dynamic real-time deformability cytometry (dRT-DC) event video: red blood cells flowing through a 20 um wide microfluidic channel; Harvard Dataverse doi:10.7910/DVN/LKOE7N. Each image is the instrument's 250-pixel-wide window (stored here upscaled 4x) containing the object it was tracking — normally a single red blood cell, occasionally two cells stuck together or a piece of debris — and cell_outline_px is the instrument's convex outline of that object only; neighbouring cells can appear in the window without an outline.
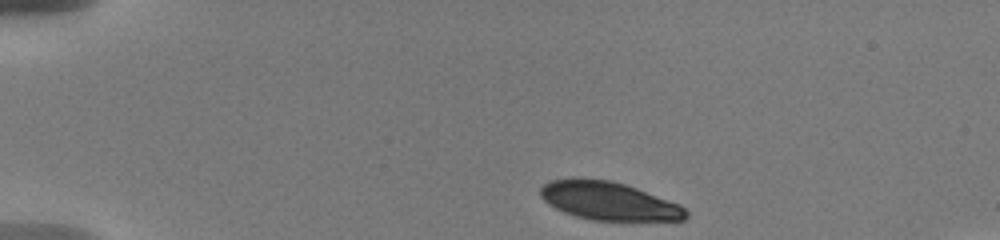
{"species": "human", "species_latin": "Homo sapiens", "temperature_condition": "warm", "stored_images_in_passage": 46, "camera_frame_rate_fps": 3000, "um_per_image_px": 0.085, "donor": {"sex": "male"}, "frame": {"image": 1, "passage_image": 1, "time_ms": 0.0, "image_size_px": [1000, 240], "cell_outline_px": [[688, 216], [684, 220], [592, 220], [576, 216], [564, 212], [548, 204], [540, 196], [540, 188], [544, 184], [552, 180], [576, 176], [612, 180], [636, 188], [680, 204], [688, 212]], "centroid_in_image_um": [51.71, 17.06], "position_along_channel_um": 33.3, "area_um2": 32.6}}
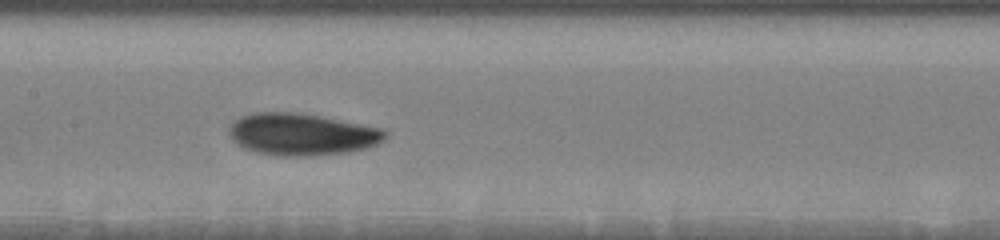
{"frame": {"image": 2, "passage_image": 15, "time_ms": 6.0, "image_size_px": [1000, 240], "cell_outline_px": [[388, 132], [384, 140], [368, 148], [348, 152], [312, 156], [276, 156], [256, 152], [244, 148], [228, 132], [228, 128], [240, 116], [252, 112], [296, 112], [320, 116], [384, 128]], "centroid_in_image_um": [25.69, 11.41], "position_along_channel_um": 181.7, "area_um2": 38.32}}
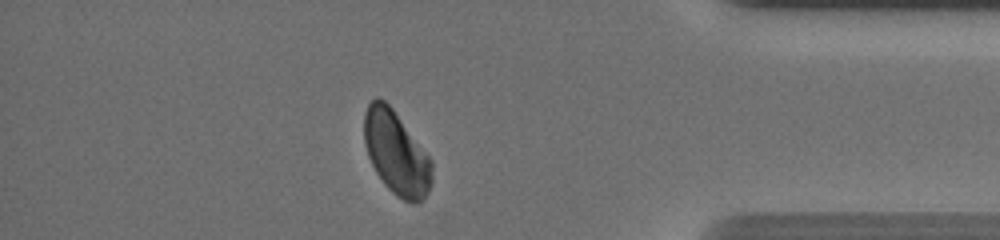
{"frame": {"image": 3, "passage_image": 40, "time_ms": 12.667, "image_size_px": [1000, 240], "cell_outline_px": [[432, 184], [428, 192], [416, 204], [404, 200], [396, 196], [384, 184], [376, 172], [368, 156], [364, 144], [364, 112], [368, 104], [376, 96], [380, 96], [392, 108], [432, 160]], "centroid_in_image_um": [33.67, 12.99], "position_along_channel_um": 401.5, "area_um2": 32.89}, "authors_computed_cell_mechanics": {"area_um2": 34.7956, "velocity_mm_per_s": 3.6574, "shape_relaxation_time_tau1_ms": 2.6702, "shape_relaxation_time_tau2_ms": 2.9786, "deformation_change_tau1": 0.0995, "deformation_change_tau2": 0.0642}}